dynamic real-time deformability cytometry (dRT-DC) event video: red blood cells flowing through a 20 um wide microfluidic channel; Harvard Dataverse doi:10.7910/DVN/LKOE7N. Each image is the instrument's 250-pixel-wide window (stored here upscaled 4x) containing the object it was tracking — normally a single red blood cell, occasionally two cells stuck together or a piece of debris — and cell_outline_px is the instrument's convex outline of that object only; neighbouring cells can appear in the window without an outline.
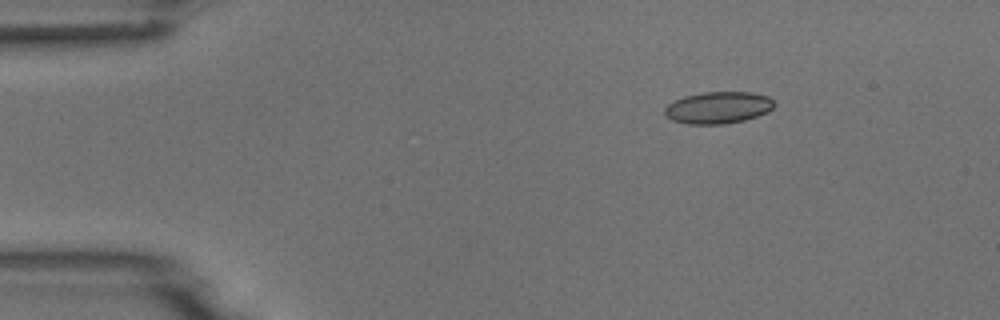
{"species": "common noctule bat (a hibernating species)", "species_latin": "Nyctalus noctula", "temperature_condition": "room temperature", "stored_images_in_passage": 3, "camera_frame_rate_fps": 3000, "um_per_image_px": 0.085, "animal": {"sex": "male", "body_mass_g": 18.8}, "frame": {"image": 1, "passage_image": 1, "time_ms": 0.0, "image_size_px": [1000, 320], "cell_outline_px": [[776, 104], [768, 112], [744, 120], [724, 124], [688, 124], [672, 120], [664, 112], [664, 108], [668, 104], [684, 96], [704, 92], [752, 92], [768, 96]], "centroid_in_image_um": [61.06, 9.14], "position_along_channel_um": 23.9, "area_um2": 20.29}}